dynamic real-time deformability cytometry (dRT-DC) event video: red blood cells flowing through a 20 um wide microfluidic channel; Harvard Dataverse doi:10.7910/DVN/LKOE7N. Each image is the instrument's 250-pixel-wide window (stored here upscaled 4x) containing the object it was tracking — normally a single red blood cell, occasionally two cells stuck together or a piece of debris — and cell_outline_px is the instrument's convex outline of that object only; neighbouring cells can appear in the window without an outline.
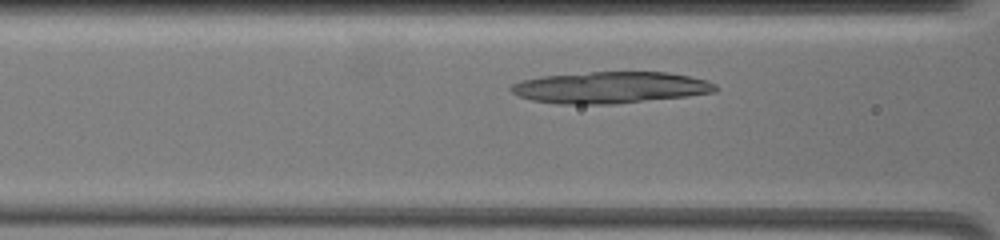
{"species": "common noctule bat (a hibernating species)", "species_latin": "Nyctalus noctula", "temperature_condition": "warm", "stored_images_in_passage": 33, "camera_frame_rate_fps": 3000, "um_per_image_px": 0.085, "animal": {"sex": "female", "body_mass_g": 19.5, "forearm_length_mm": 54.1}, "frame": {"image": 1, "passage_image": 7, "time_ms": 2.333, "image_size_px": [1000, 240], "cell_outline_px": [[716, 92], [688, 96], [616, 104], [556, 104], [532, 100], [520, 96], [512, 92], [508, 88], [512, 84], [524, 80], [540, 76], [592, 72], [668, 72], [708, 80], [716, 84]], "centroid_in_image_um": [51.89, 7.44], "position_along_channel_um": 114.7, "area_um2": 37.69}}
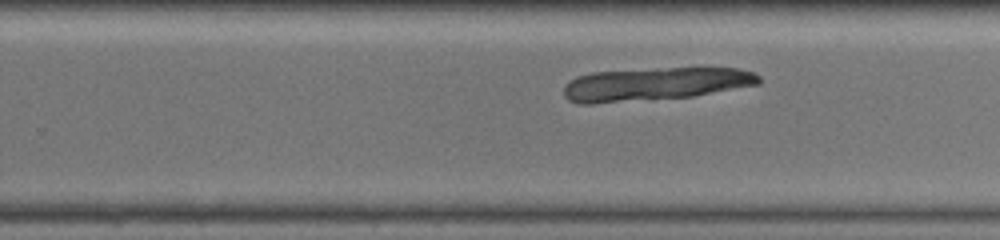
{"frame": {"image": 2, "passage_image": 21, "time_ms": 7.0, "image_size_px": [1000, 240], "cell_outline_px": [[760, 84], [692, 96], [652, 100], [592, 104], [580, 104], [568, 100], [564, 96], [564, 88], [568, 80], [576, 76], [592, 72], [672, 68], [740, 68], [752, 72], [760, 76]], "centroid_in_image_um": [55.63, 7.16], "position_along_channel_um": 274.2, "area_um2": 37.74}}
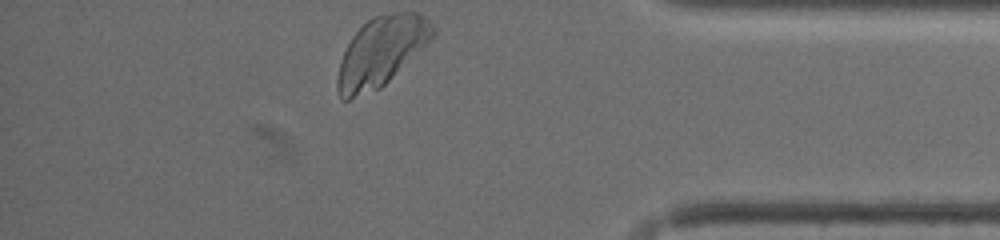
{"frame": {"image": 3, "passage_image": 33, "time_ms": 11.333, "image_size_px": [1000, 240], "cell_outline_px": [[436, 32], [380, 88], [348, 100], [340, 100], [336, 88], [336, 80], [340, 64], [344, 52], [352, 36], [372, 16], [396, 12], [416, 12], [424, 16], [436, 28]], "centroid_in_image_um": [32.35, 4.38], "position_along_channel_um": 402.9, "area_um2": 37.57}}